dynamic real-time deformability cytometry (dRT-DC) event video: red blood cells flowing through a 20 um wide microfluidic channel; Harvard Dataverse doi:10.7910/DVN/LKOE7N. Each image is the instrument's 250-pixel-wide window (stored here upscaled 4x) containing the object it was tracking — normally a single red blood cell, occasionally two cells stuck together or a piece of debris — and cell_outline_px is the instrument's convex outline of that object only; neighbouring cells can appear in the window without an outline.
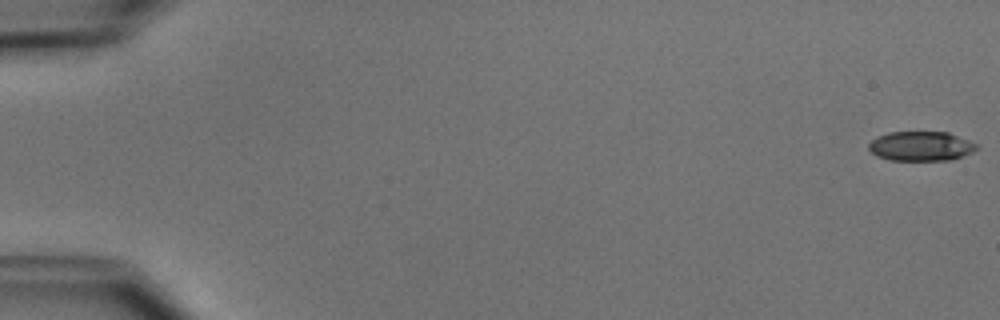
{"species": "common noctule bat (a hibernating species)", "species_latin": "Nyctalus noctula", "temperature_condition": "cold", "stored_images_in_passage": 52, "camera_frame_rate_fps": 3000, "um_per_image_px": 0.085, "animal": {"sex": "male", "body_mass_g": 15.6}, "frame": {"image": 1, "passage_image": 1, "time_ms": 0.0, "image_size_px": [1000, 320], "cell_outline_px": [[980, 144], [972, 152], [964, 156], [952, 160], [888, 160], [876, 156], [868, 148], [868, 144], [876, 136], [888, 132], [948, 132]], "centroid_in_image_um": [78.28, 12.42], "position_along_channel_um": 6.7, "area_um2": 18.79}}
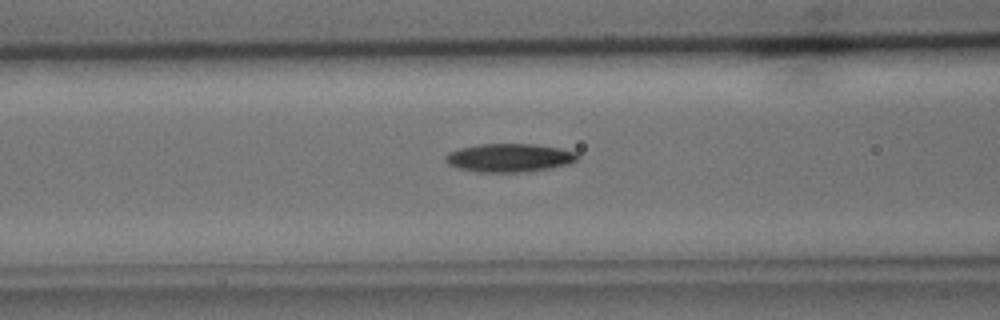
{"frame": {"image": 2, "passage_image": 22, "time_ms": 7.0, "image_size_px": [1000, 320], "cell_outline_px": [[580, 156], [576, 160], [568, 164], [528, 172], [476, 172], [460, 168], [448, 164], [444, 160], [444, 156], [448, 152], [460, 148], [476, 144], [536, 144], [560, 148], [576, 152]], "centroid_in_image_um": [43.28, 13.4], "position_along_channel_um": 123.3, "area_um2": 21.96}}
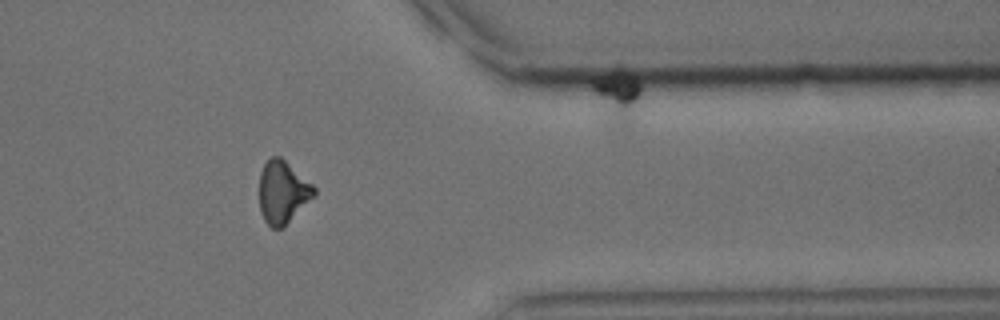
{"frame": {"image": 3, "passage_image": 43, "time_ms": 14.0, "image_size_px": [1000, 320], "cell_outline_px": [[316, 192], [280, 228], [272, 228], [264, 220], [260, 212], [260, 172], [264, 164], [272, 156], [280, 156], [312, 184], [316, 188]], "centroid_in_image_um": [23.98, 16.29], "position_along_channel_um": 387.4, "area_um2": 19.19}, "authors_computed_cell_mechanics": {"area_um2": 20.23, "velocity_mm_per_s": 3.933, "shape_relaxation_time_tau1_ms": 2.5248, "shape_relaxation_time_tau2_ms": null, "deformation_change_tau1": 0.1239, "deformation_change_tau2": null}}